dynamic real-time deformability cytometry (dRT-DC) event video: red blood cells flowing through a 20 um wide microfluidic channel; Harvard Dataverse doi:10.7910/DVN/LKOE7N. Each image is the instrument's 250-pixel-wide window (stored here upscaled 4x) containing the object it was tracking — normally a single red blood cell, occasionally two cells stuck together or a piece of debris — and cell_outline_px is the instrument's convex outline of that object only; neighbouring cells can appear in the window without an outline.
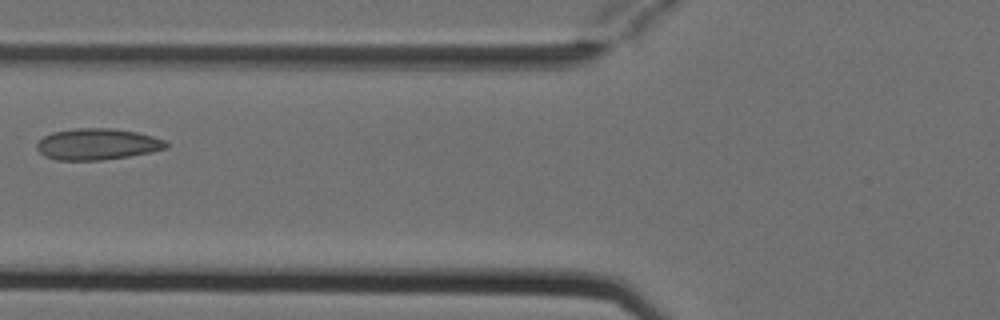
{"species": "Egyptian fruit bat (a non-hibernating species)", "species_latin": "Rousettus aegyptiacus", "temperature_condition": "cold", "stored_images_in_passage": 4, "camera_frame_rate_fps": 3000, "um_per_image_px": 0.085, "animal": {"sex": "female"}, "frame": {"image": 1, "passage_image": 3, "time_ms": 0.667, "image_size_px": [1000, 320], "cell_outline_px": [[168, 148], [152, 152], [104, 160], [56, 160], [44, 156], [36, 148], [36, 144], [44, 136], [52, 132], [72, 128], [112, 128], [136, 132], [152, 136], [164, 140], [168, 144]], "centroid_in_image_um": [8.26, 12.25], "position_along_channel_um": 117.5, "area_um2": 23.7}}
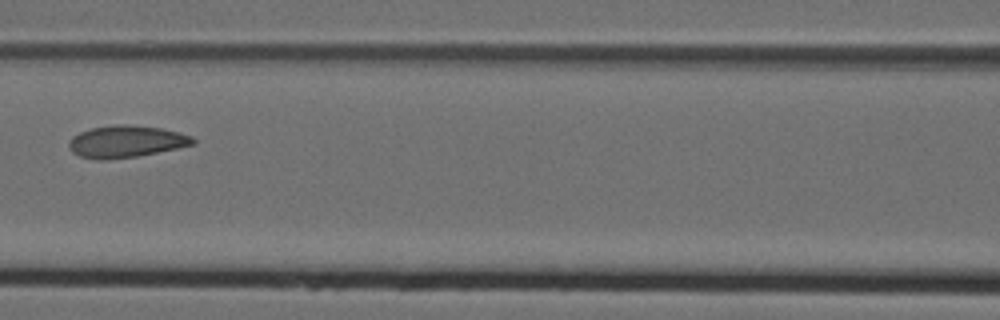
{"frame": {"image": 2, "passage_image": 4, "time_ms": 1.0, "image_size_px": [1000, 320], "cell_outline_px": [[196, 144], [136, 156], [104, 160], [96, 160], [80, 156], [72, 152], [68, 148], [68, 140], [72, 136], [80, 132], [92, 128], [116, 124], [124, 124], [160, 128], [192, 136], [196, 140]], "centroid_in_image_um": [10.67, 12.03], "position_along_channel_um": 155.9, "area_um2": 23.0}}